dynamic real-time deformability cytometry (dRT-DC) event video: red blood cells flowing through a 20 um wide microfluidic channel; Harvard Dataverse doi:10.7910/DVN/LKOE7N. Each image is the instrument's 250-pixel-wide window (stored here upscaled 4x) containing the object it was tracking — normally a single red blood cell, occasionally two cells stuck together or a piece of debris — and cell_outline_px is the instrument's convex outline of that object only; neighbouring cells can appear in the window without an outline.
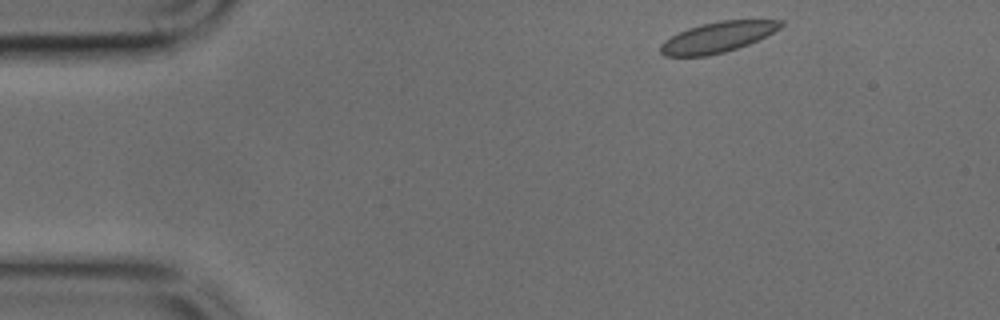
{"species": "common noctule bat (a hibernating species)", "species_latin": "Nyctalus noctula", "temperature_condition": "cold", "stored_images_in_passage": 43, "camera_frame_rate_fps": 3000, "um_per_image_px": 0.085, "animal": {"sex": "male", "body_mass_g": 17.9, "forearm_length_mm": 54.2}, "frame": {"image": 1, "passage_image": 1, "time_ms": 0.0, "image_size_px": [1000, 320], "cell_outline_px": [[784, 24], [780, 28], [748, 44], [724, 52], [708, 56], [664, 56], [660, 52], [660, 44], [664, 40], [688, 28], [720, 20], [784, 20]], "centroid_in_image_um": [60.97, 3.16], "position_along_channel_um": 24.0, "area_um2": 21.1}}
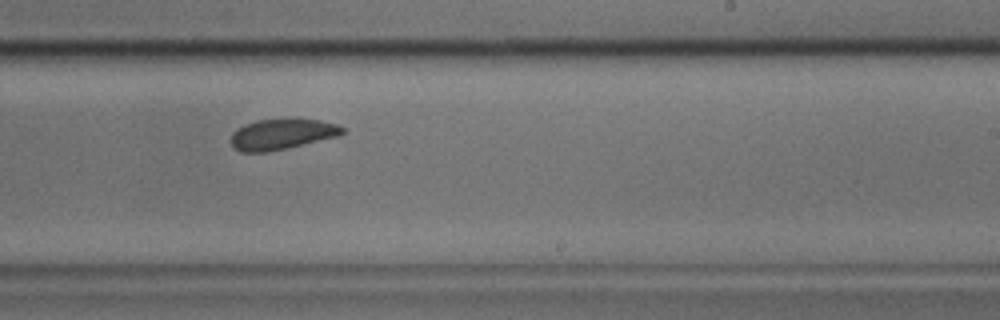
{"frame": {"image": 2, "passage_image": 24, "time_ms": 7.667, "image_size_px": [1000, 320], "cell_outline_px": [[348, 132], [340, 136], [268, 152], [240, 152], [232, 148], [228, 140], [232, 132], [236, 128], [244, 124], [256, 120], [320, 120], [336, 124], [348, 128]], "centroid_in_image_um": [23.94, 11.42], "position_along_channel_um": 265.1, "area_um2": 20.17}}
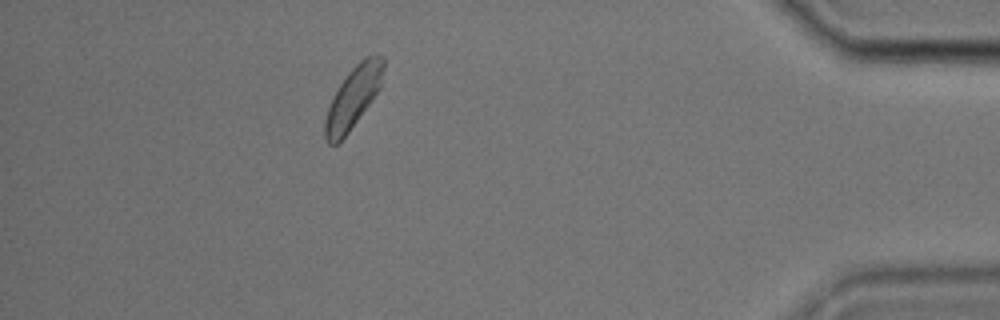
{"frame": {"image": 3, "passage_image": 38, "time_ms": 12.333, "image_size_px": [1000, 320], "cell_outline_px": [[384, 68], [380, 88], [372, 100], [348, 132], [336, 144], [328, 144], [324, 140], [324, 120], [328, 108], [340, 84], [348, 72], [364, 56], [372, 52], [376, 52], [384, 56]], "centroid_in_image_um": [30.04, 8.22], "position_along_channel_um": 405.2, "area_um2": 20.92}}